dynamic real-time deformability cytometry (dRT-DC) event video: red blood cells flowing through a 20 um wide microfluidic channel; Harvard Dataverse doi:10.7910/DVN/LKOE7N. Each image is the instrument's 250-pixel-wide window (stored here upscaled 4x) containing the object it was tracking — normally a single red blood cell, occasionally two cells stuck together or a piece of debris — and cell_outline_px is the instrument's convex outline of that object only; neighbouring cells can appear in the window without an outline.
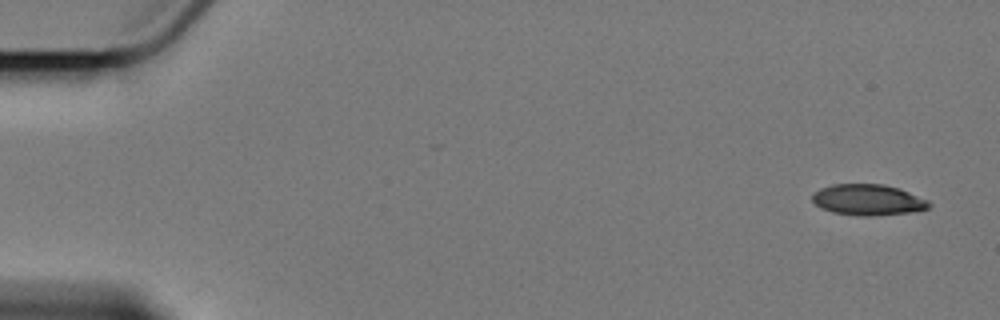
{"species": "Egyptian fruit bat (a non-hibernating species)", "species_latin": "Rousettus aegyptiacus", "temperature_condition": "cold", "stored_images_in_passage": 8, "camera_frame_rate_fps": 3000, "um_per_image_px": 0.085, "animal": {"sex": "female"}, "frame": {"image": 1, "passage_image": 1, "time_ms": 0.0, "image_size_px": [1000, 320], "cell_outline_px": [[932, 204], [928, 208], [908, 212], [868, 216], [856, 216], [832, 212], [820, 208], [812, 200], [812, 192], [820, 188], [832, 184], [884, 184], [900, 188], [928, 200]], "centroid_in_image_um": [73.74, 16.97], "position_along_channel_um": 11.3, "area_um2": 21.15}}
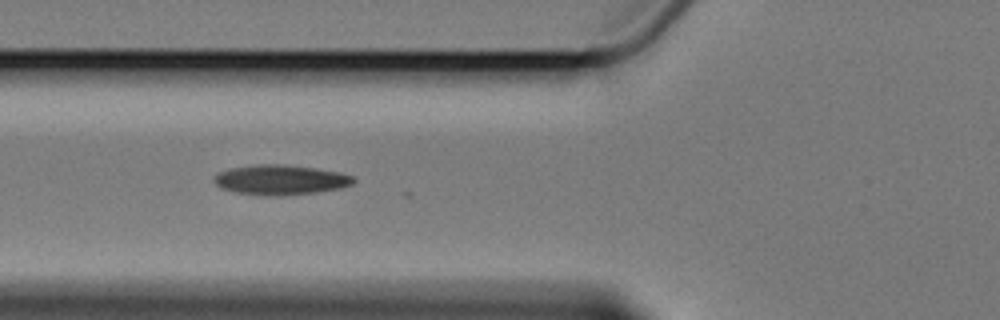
{"frame": {"image": 2, "passage_image": 6, "time_ms": 6.667, "image_size_px": [1000, 320], "cell_outline_px": [[356, 180], [352, 184], [340, 188], [316, 192], [276, 196], [268, 196], [236, 192], [220, 188], [212, 180], [212, 176], [216, 172], [232, 168], [256, 164], [280, 164], [316, 168], [340, 172], [352, 176]], "centroid_in_image_um": [23.8, 15.28], "position_along_channel_um": 102.0, "area_um2": 24.39}}
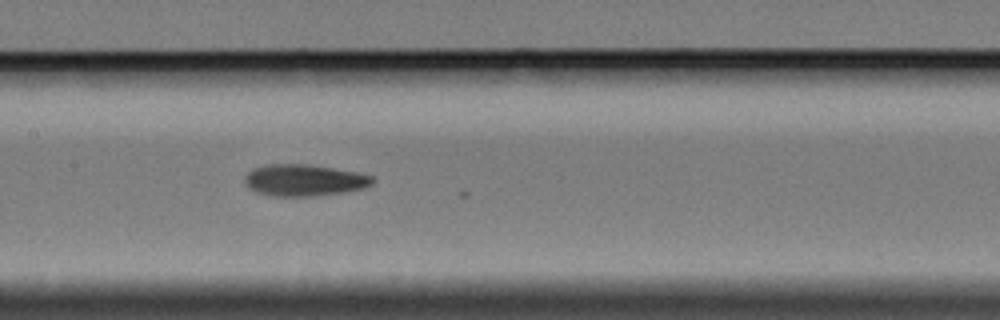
{"frame": {"image": 3, "passage_image": 8, "time_ms": 9.0, "image_size_px": [1000, 320], "cell_outline_px": [[376, 180], [372, 184], [364, 188], [344, 192], [316, 196], [272, 196], [256, 192], [248, 188], [244, 184], [244, 176], [252, 168], [268, 164], [308, 164], [356, 172], [372, 176]], "centroid_in_image_um": [25.82, 15.32], "position_along_channel_um": 181.6, "area_um2": 23.76}}